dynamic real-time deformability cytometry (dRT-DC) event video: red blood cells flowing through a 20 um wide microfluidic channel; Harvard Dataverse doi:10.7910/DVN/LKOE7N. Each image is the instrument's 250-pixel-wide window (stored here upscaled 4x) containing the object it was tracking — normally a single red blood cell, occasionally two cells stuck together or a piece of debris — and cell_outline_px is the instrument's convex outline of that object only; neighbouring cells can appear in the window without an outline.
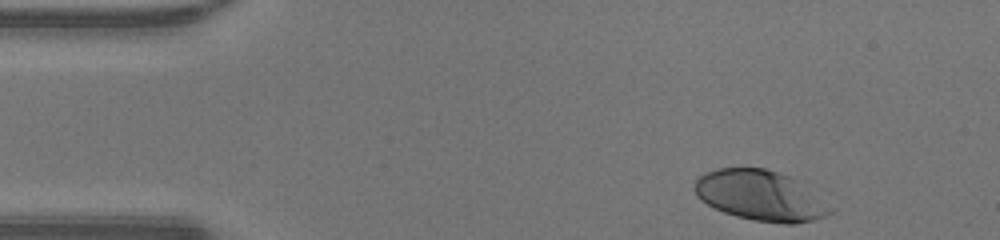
{"species": "human", "species_latin": "Homo sapiens", "temperature_condition": "warm", "stored_images_in_passage": 34, "camera_frame_rate_fps": 3000, "um_per_image_px": 0.085, "donor": {"sex": "male"}, "frame": {"image": 1, "passage_image": 1, "time_ms": 0.0, "image_size_px": [1000, 240], "cell_outline_px": [[832, 212], [824, 216], [812, 220], [792, 224], [784, 224], [756, 220], [736, 216], [724, 212], [708, 204], [692, 188], [696, 180], [704, 172], [716, 168], [764, 168], [792, 176]], "centroid_in_image_um": [64.54, 16.61], "position_along_channel_um": 20.5, "area_um2": 38.61}}
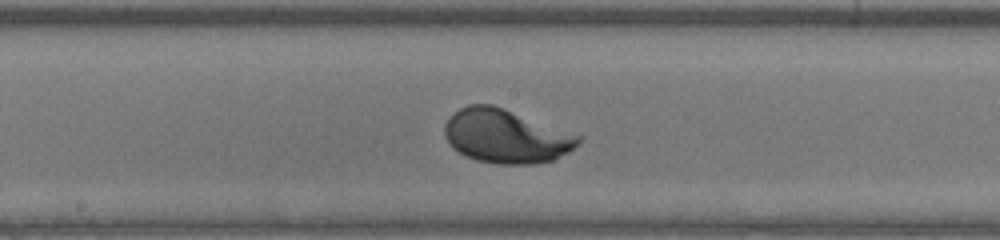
{"frame": {"image": 2, "passage_image": 20, "time_ms": 6.333, "image_size_px": [1000, 240], "cell_outline_px": [[584, 136], [568, 152], [552, 160], [536, 164], [496, 164], [476, 160], [464, 156], [452, 148], [444, 136], [444, 124], [460, 108], [468, 104], [492, 104]], "centroid_in_image_um": [42.99, 11.58], "position_along_channel_um": 205.2, "area_um2": 41.96}}
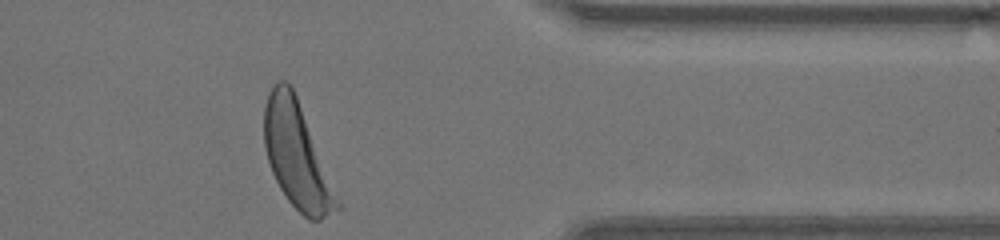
{"frame": {"image": 3, "passage_image": 34, "time_ms": 11.0, "image_size_px": [1000, 240], "cell_outline_px": [[340, 208], [320, 220], [308, 220], [288, 200], [280, 188], [272, 172], [268, 160], [264, 144], [264, 108], [268, 92], [276, 80], [288, 80], [296, 96], [340, 204]], "centroid_in_image_um": [25.18, 13.19], "position_along_channel_um": 386.2, "area_um2": 43.58}, "authors_computed_cell_mechanics": {"area_um2": 39.7953, "velocity_mm_per_s": 4.2984, "shape_relaxation_time_tau1_ms": 2.433, "shape_relaxation_time_tau2_ms": null, "deformation_change_tau1": 0.1902, "deformation_change_tau2": null}}